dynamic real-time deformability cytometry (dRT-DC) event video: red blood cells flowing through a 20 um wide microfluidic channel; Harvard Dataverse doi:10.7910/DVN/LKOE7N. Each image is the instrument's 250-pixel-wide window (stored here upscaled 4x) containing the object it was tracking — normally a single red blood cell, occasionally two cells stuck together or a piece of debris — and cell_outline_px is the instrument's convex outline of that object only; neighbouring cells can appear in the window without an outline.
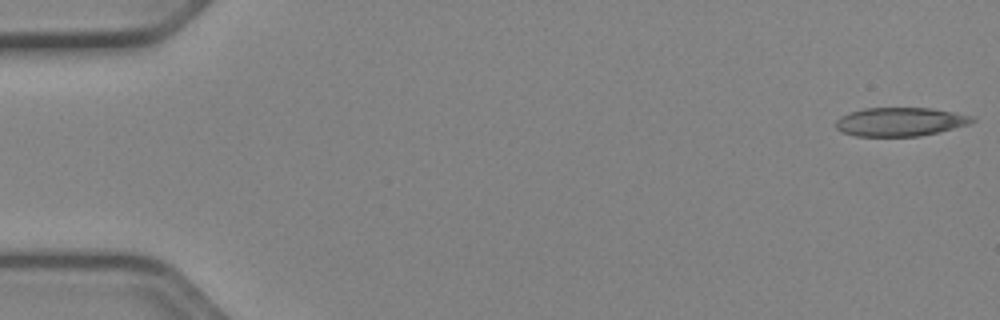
{"species": "Egyptian fruit bat (a non-hibernating species)", "species_latin": "Rousettus aegyptiacus", "temperature_condition": "cold", "stored_images_in_passage": 51, "camera_frame_rate_fps": 3000, "um_per_image_px": 0.085, "animal": {"sex": "female"}, "frame": {"image": 1, "passage_image": 1, "time_ms": 0.0, "image_size_px": [1000, 320], "cell_outline_px": [[976, 120], [968, 124], [940, 132], [920, 136], [856, 136], [844, 132], [836, 128], [836, 120], [840, 116], [848, 112], [864, 108], [932, 108], [972, 116]], "centroid_in_image_um": [76.5, 10.35], "position_along_channel_um": 8.5, "area_um2": 22.77}}
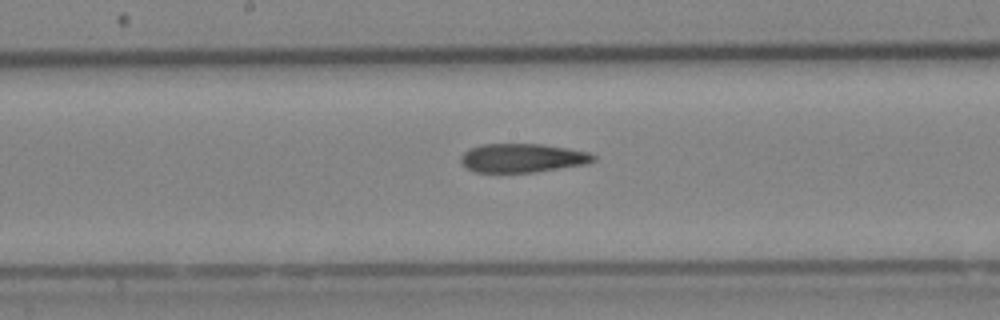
{"frame": {"image": 2, "passage_image": 27, "time_ms": 8.667, "image_size_px": [1000, 320], "cell_outline_px": [[596, 160], [588, 164], [536, 172], [476, 172], [460, 164], [460, 156], [468, 148], [480, 144], [540, 144], [568, 148], [588, 152], [596, 156]], "centroid_in_image_um": [44.4, 13.43], "position_along_channel_um": 203.8, "area_um2": 22.48}}
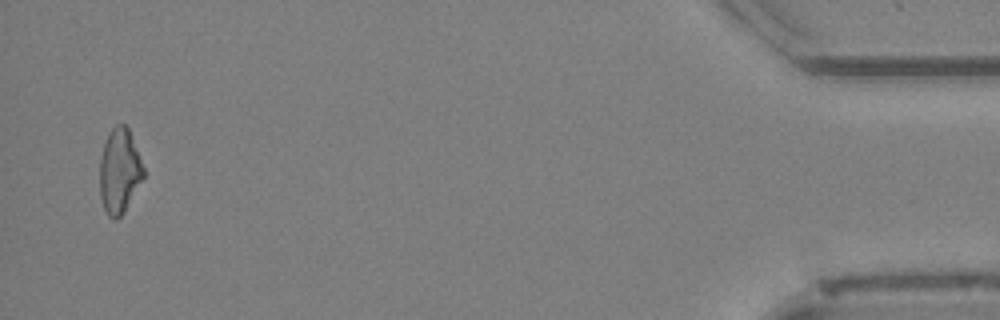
{"frame": {"image": 3, "passage_image": 50, "time_ms": 16.333, "image_size_px": [1000, 320], "cell_outline_px": [[144, 176], [124, 212], [116, 220], [112, 220], [108, 216], [104, 208], [100, 196], [100, 156], [104, 140], [108, 132], [116, 124], [124, 124], [128, 128], [144, 168]], "centroid_in_image_um": [10.13, 14.53], "position_along_channel_um": 425.1, "area_um2": 21.62}, "authors_computed_cell_mechanics": {"area_um2": 22.7732, "velocity_mm_per_s": 3.971, "shape_relaxation_time_tau1_ms": null, "shape_relaxation_time_tau2_ms": 7.9042, "deformation_change_tau1": null, "deformation_change_tau2": 0.2257}}